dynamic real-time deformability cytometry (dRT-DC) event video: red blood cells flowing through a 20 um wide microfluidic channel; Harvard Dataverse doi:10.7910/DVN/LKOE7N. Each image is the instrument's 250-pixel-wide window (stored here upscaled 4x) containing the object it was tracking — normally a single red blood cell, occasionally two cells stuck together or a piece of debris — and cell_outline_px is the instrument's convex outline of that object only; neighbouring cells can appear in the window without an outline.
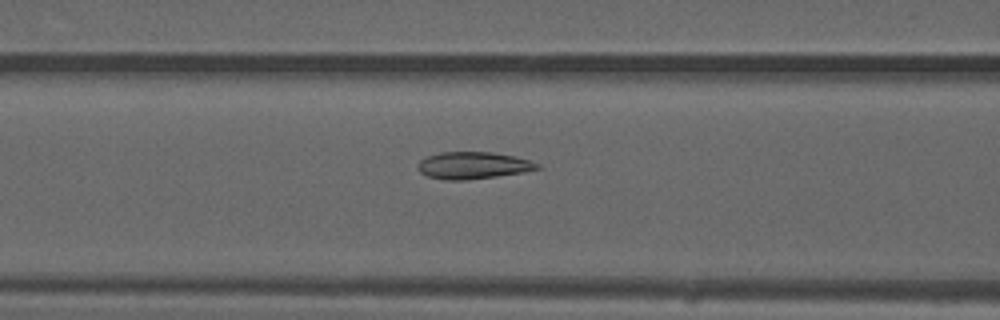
{"species": "common noctule bat (a hibernating species)", "species_latin": "Nyctalus noctula", "temperature_condition": "warm", "stored_images_in_passage": 43, "camera_frame_rate_fps": 3000, "um_per_image_px": 0.085, "animal": {"sex": "male", "forearm_length_mm": 52.5}, "frame": {"image": 1, "passage_image": 13, "time_ms": 4.0, "image_size_px": [1000, 320], "cell_outline_px": [[544, 168], [524, 172], [496, 176], [464, 180], [444, 180], [428, 176], [420, 172], [416, 168], [416, 164], [420, 160], [428, 156], [440, 152], [492, 152], [512, 156], [528, 160], [540, 164]], "centroid_in_image_um": [40.2, 14.06], "position_along_channel_um": 126.4, "area_um2": 18.84}}
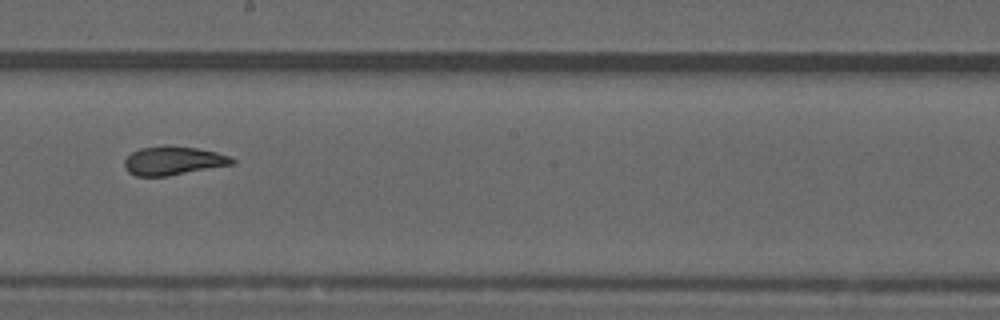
{"frame": {"image": 2, "passage_image": 21, "time_ms": 6.667, "image_size_px": [1000, 320], "cell_outline_px": [[236, 164], [168, 176], [136, 176], [128, 172], [124, 168], [124, 160], [132, 152], [140, 148], [164, 144], [168, 144], [196, 148], [216, 152], [228, 156], [236, 160]], "centroid_in_image_um": [14.72, 13.65], "position_along_channel_um": 233.5, "area_um2": 18.32}}
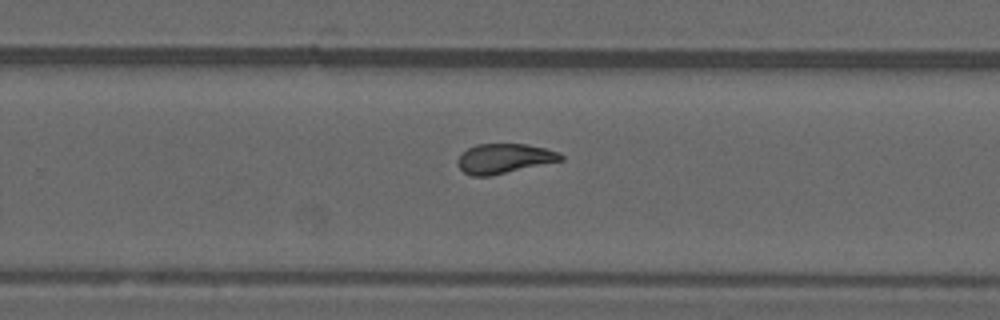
{"frame": {"image": 3, "passage_image": 25, "time_ms": 8.0, "image_size_px": [1000, 320], "cell_outline_px": [[564, 160], [488, 176], [472, 176], [464, 172], [456, 164], [456, 160], [468, 148], [476, 144], [528, 144], [544, 148], [556, 152], [564, 156]], "centroid_in_image_um": [42.84, 13.47], "position_along_channel_um": 287.0, "area_um2": 17.69}, "authors_computed_cell_mechanics": {"area_um2": 18.8428, "velocity_mm_per_s": 4.0288, "shape_relaxation_time_tau1_ms": null, "shape_relaxation_time_tau2_ms": 1.4147, "deformation_change_tau1": null, "deformation_change_tau2": 0.0604}}